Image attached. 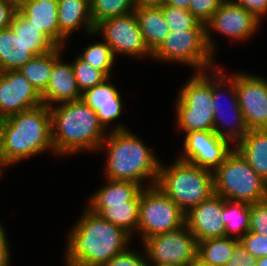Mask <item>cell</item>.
<instances>
[{
    "mask_svg": "<svg viewBox=\"0 0 267 266\" xmlns=\"http://www.w3.org/2000/svg\"><path fill=\"white\" fill-rule=\"evenodd\" d=\"M26 1H29V0H14V6L18 9V7H19L22 3L26 2Z\"/></svg>",
    "mask_w": 267,
    "mask_h": 266,
    "instance_id": "7dc6e473",
    "label": "cell"
},
{
    "mask_svg": "<svg viewBox=\"0 0 267 266\" xmlns=\"http://www.w3.org/2000/svg\"><path fill=\"white\" fill-rule=\"evenodd\" d=\"M194 266H216V265H208V264H195Z\"/></svg>",
    "mask_w": 267,
    "mask_h": 266,
    "instance_id": "681fc988",
    "label": "cell"
},
{
    "mask_svg": "<svg viewBox=\"0 0 267 266\" xmlns=\"http://www.w3.org/2000/svg\"><path fill=\"white\" fill-rule=\"evenodd\" d=\"M223 198L213 194L186 213L185 223L196 241L225 237Z\"/></svg>",
    "mask_w": 267,
    "mask_h": 266,
    "instance_id": "2e32d148",
    "label": "cell"
},
{
    "mask_svg": "<svg viewBox=\"0 0 267 266\" xmlns=\"http://www.w3.org/2000/svg\"><path fill=\"white\" fill-rule=\"evenodd\" d=\"M107 81L109 82V78L82 94V100L96 112L104 128L118 118L122 111L120 94Z\"/></svg>",
    "mask_w": 267,
    "mask_h": 266,
    "instance_id": "ffe728a7",
    "label": "cell"
},
{
    "mask_svg": "<svg viewBox=\"0 0 267 266\" xmlns=\"http://www.w3.org/2000/svg\"><path fill=\"white\" fill-rule=\"evenodd\" d=\"M214 76L216 77V80L214 79L213 81V113H214V122H213V126L214 129L213 131L220 136L221 138H224L228 141H237V143H239L244 136L248 133L249 128L246 125L245 119H244V115L241 112V109L239 107L238 104V95H237V91H236V84H235V74L231 77H229V79H225V76L222 74V69H215L214 71ZM218 79V80H217ZM227 83V84H226ZM222 86H227V90H229V94H231V107H232V112L235 116V119L233 121H235V126L233 125L231 128H228V131H223L222 129L218 128V121L222 120L221 123H223V127L228 126V124L230 123V121H224L227 120L223 114V110L221 108L220 105V97L221 94L220 93V88ZM230 88V89H229ZM219 91V92H218ZM228 112V111H227ZM227 117V116H226ZM220 118V119H219ZM223 118V119H222ZM226 122V123H225ZM232 122V121H231ZM228 123V124H227ZM227 124V125H226ZM231 125V124H229Z\"/></svg>",
    "mask_w": 267,
    "mask_h": 266,
    "instance_id": "e0dca14e",
    "label": "cell"
},
{
    "mask_svg": "<svg viewBox=\"0 0 267 266\" xmlns=\"http://www.w3.org/2000/svg\"><path fill=\"white\" fill-rule=\"evenodd\" d=\"M100 31L104 41L111 47L114 55L131 56L152 55L145 45L135 13L105 19L95 26L94 32Z\"/></svg>",
    "mask_w": 267,
    "mask_h": 266,
    "instance_id": "8fae6325",
    "label": "cell"
},
{
    "mask_svg": "<svg viewBox=\"0 0 267 266\" xmlns=\"http://www.w3.org/2000/svg\"><path fill=\"white\" fill-rule=\"evenodd\" d=\"M79 99H82V93L78 88L72 65L61 63L58 58L54 62L49 84L41 95L42 104L51 107L55 103Z\"/></svg>",
    "mask_w": 267,
    "mask_h": 266,
    "instance_id": "ac0fdd59",
    "label": "cell"
},
{
    "mask_svg": "<svg viewBox=\"0 0 267 266\" xmlns=\"http://www.w3.org/2000/svg\"><path fill=\"white\" fill-rule=\"evenodd\" d=\"M104 145L108 152L107 179L131 181L142 185V180L147 178L151 180L149 185H156L160 161L123 125L113 128L108 139L101 143L100 149Z\"/></svg>",
    "mask_w": 267,
    "mask_h": 266,
    "instance_id": "277c9868",
    "label": "cell"
},
{
    "mask_svg": "<svg viewBox=\"0 0 267 266\" xmlns=\"http://www.w3.org/2000/svg\"><path fill=\"white\" fill-rule=\"evenodd\" d=\"M0 1H2V2H6V3H11V4L14 5V0H0Z\"/></svg>",
    "mask_w": 267,
    "mask_h": 266,
    "instance_id": "c3c4849f",
    "label": "cell"
},
{
    "mask_svg": "<svg viewBox=\"0 0 267 266\" xmlns=\"http://www.w3.org/2000/svg\"><path fill=\"white\" fill-rule=\"evenodd\" d=\"M235 149L267 181V129L249 130Z\"/></svg>",
    "mask_w": 267,
    "mask_h": 266,
    "instance_id": "d4e9b609",
    "label": "cell"
},
{
    "mask_svg": "<svg viewBox=\"0 0 267 266\" xmlns=\"http://www.w3.org/2000/svg\"><path fill=\"white\" fill-rule=\"evenodd\" d=\"M140 201H130L127 205H110V207H88L94 213L112 224L121 227L133 235L138 228ZM135 229V231H134Z\"/></svg>",
    "mask_w": 267,
    "mask_h": 266,
    "instance_id": "f546056e",
    "label": "cell"
},
{
    "mask_svg": "<svg viewBox=\"0 0 267 266\" xmlns=\"http://www.w3.org/2000/svg\"><path fill=\"white\" fill-rule=\"evenodd\" d=\"M232 2L243 7L259 20H261L262 15L267 13V0H233Z\"/></svg>",
    "mask_w": 267,
    "mask_h": 266,
    "instance_id": "ab89813d",
    "label": "cell"
},
{
    "mask_svg": "<svg viewBox=\"0 0 267 266\" xmlns=\"http://www.w3.org/2000/svg\"><path fill=\"white\" fill-rule=\"evenodd\" d=\"M4 228L0 225V266H9V246Z\"/></svg>",
    "mask_w": 267,
    "mask_h": 266,
    "instance_id": "b9f144b4",
    "label": "cell"
},
{
    "mask_svg": "<svg viewBox=\"0 0 267 266\" xmlns=\"http://www.w3.org/2000/svg\"><path fill=\"white\" fill-rule=\"evenodd\" d=\"M71 65L78 88L82 94L88 89L101 84L109 78L103 71L94 68L92 65L82 60L79 56Z\"/></svg>",
    "mask_w": 267,
    "mask_h": 266,
    "instance_id": "836d02e7",
    "label": "cell"
},
{
    "mask_svg": "<svg viewBox=\"0 0 267 266\" xmlns=\"http://www.w3.org/2000/svg\"><path fill=\"white\" fill-rule=\"evenodd\" d=\"M221 0H191L189 11L206 25L219 8Z\"/></svg>",
    "mask_w": 267,
    "mask_h": 266,
    "instance_id": "d590c367",
    "label": "cell"
},
{
    "mask_svg": "<svg viewBox=\"0 0 267 266\" xmlns=\"http://www.w3.org/2000/svg\"><path fill=\"white\" fill-rule=\"evenodd\" d=\"M206 75L205 70L196 73L179 92L177 127L186 133L214 129L213 82Z\"/></svg>",
    "mask_w": 267,
    "mask_h": 266,
    "instance_id": "52a82bcc",
    "label": "cell"
},
{
    "mask_svg": "<svg viewBox=\"0 0 267 266\" xmlns=\"http://www.w3.org/2000/svg\"><path fill=\"white\" fill-rule=\"evenodd\" d=\"M240 240L233 237L211 238L197 242V261L195 264L224 266L232 256Z\"/></svg>",
    "mask_w": 267,
    "mask_h": 266,
    "instance_id": "4316f807",
    "label": "cell"
},
{
    "mask_svg": "<svg viewBox=\"0 0 267 266\" xmlns=\"http://www.w3.org/2000/svg\"><path fill=\"white\" fill-rule=\"evenodd\" d=\"M250 203L243 201L225 200L223 198V222L225 225V236L235 237L241 240L250 231Z\"/></svg>",
    "mask_w": 267,
    "mask_h": 266,
    "instance_id": "83f0119b",
    "label": "cell"
},
{
    "mask_svg": "<svg viewBox=\"0 0 267 266\" xmlns=\"http://www.w3.org/2000/svg\"><path fill=\"white\" fill-rule=\"evenodd\" d=\"M3 127H4V118L0 116V152L2 149Z\"/></svg>",
    "mask_w": 267,
    "mask_h": 266,
    "instance_id": "f6af8a7d",
    "label": "cell"
},
{
    "mask_svg": "<svg viewBox=\"0 0 267 266\" xmlns=\"http://www.w3.org/2000/svg\"><path fill=\"white\" fill-rule=\"evenodd\" d=\"M50 107L54 154L100 149L105 129L82 99Z\"/></svg>",
    "mask_w": 267,
    "mask_h": 266,
    "instance_id": "3957f363",
    "label": "cell"
},
{
    "mask_svg": "<svg viewBox=\"0 0 267 266\" xmlns=\"http://www.w3.org/2000/svg\"><path fill=\"white\" fill-rule=\"evenodd\" d=\"M136 8L140 7H162L165 0H134Z\"/></svg>",
    "mask_w": 267,
    "mask_h": 266,
    "instance_id": "7bdbcfd3",
    "label": "cell"
},
{
    "mask_svg": "<svg viewBox=\"0 0 267 266\" xmlns=\"http://www.w3.org/2000/svg\"><path fill=\"white\" fill-rule=\"evenodd\" d=\"M260 20L243 7L233 2H222L210 21L206 24V41L213 53L214 42L210 38L209 28L233 39L245 40L252 36Z\"/></svg>",
    "mask_w": 267,
    "mask_h": 266,
    "instance_id": "5bb4252c",
    "label": "cell"
},
{
    "mask_svg": "<svg viewBox=\"0 0 267 266\" xmlns=\"http://www.w3.org/2000/svg\"><path fill=\"white\" fill-rule=\"evenodd\" d=\"M17 8L11 4L0 1V30L10 27Z\"/></svg>",
    "mask_w": 267,
    "mask_h": 266,
    "instance_id": "60d3db41",
    "label": "cell"
},
{
    "mask_svg": "<svg viewBox=\"0 0 267 266\" xmlns=\"http://www.w3.org/2000/svg\"><path fill=\"white\" fill-rule=\"evenodd\" d=\"M186 214L156 185L140 193L139 222L142 241L185 224Z\"/></svg>",
    "mask_w": 267,
    "mask_h": 266,
    "instance_id": "ba28073f",
    "label": "cell"
},
{
    "mask_svg": "<svg viewBox=\"0 0 267 266\" xmlns=\"http://www.w3.org/2000/svg\"><path fill=\"white\" fill-rule=\"evenodd\" d=\"M135 8L134 0H90V13L94 26L105 19L133 13Z\"/></svg>",
    "mask_w": 267,
    "mask_h": 266,
    "instance_id": "4dcf8cb0",
    "label": "cell"
},
{
    "mask_svg": "<svg viewBox=\"0 0 267 266\" xmlns=\"http://www.w3.org/2000/svg\"><path fill=\"white\" fill-rule=\"evenodd\" d=\"M222 2H232V0H221Z\"/></svg>",
    "mask_w": 267,
    "mask_h": 266,
    "instance_id": "f907efd6",
    "label": "cell"
},
{
    "mask_svg": "<svg viewBox=\"0 0 267 266\" xmlns=\"http://www.w3.org/2000/svg\"><path fill=\"white\" fill-rule=\"evenodd\" d=\"M58 0H29L17 11L59 47Z\"/></svg>",
    "mask_w": 267,
    "mask_h": 266,
    "instance_id": "d6986e66",
    "label": "cell"
},
{
    "mask_svg": "<svg viewBox=\"0 0 267 266\" xmlns=\"http://www.w3.org/2000/svg\"><path fill=\"white\" fill-rule=\"evenodd\" d=\"M10 27L36 56L46 54L57 47L41 29L32 25L18 11L15 13Z\"/></svg>",
    "mask_w": 267,
    "mask_h": 266,
    "instance_id": "f1b7e54d",
    "label": "cell"
},
{
    "mask_svg": "<svg viewBox=\"0 0 267 266\" xmlns=\"http://www.w3.org/2000/svg\"><path fill=\"white\" fill-rule=\"evenodd\" d=\"M79 57L94 68L103 71L110 78L115 55L105 41L88 46Z\"/></svg>",
    "mask_w": 267,
    "mask_h": 266,
    "instance_id": "d6a6232c",
    "label": "cell"
},
{
    "mask_svg": "<svg viewBox=\"0 0 267 266\" xmlns=\"http://www.w3.org/2000/svg\"><path fill=\"white\" fill-rule=\"evenodd\" d=\"M184 148V155L180 160L210 171H214L233 150L229 147V141L218 136L213 130L186 133Z\"/></svg>",
    "mask_w": 267,
    "mask_h": 266,
    "instance_id": "4fadbf2b",
    "label": "cell"
},
{
    "mask_svg": "<svg viewBox=\"0 0 267 266\" xmlns=\"http://www.w3.org/2000/svg\"><path fill=\"white\" fill-rule=\"evenodd\" d=\"M70 231L66 263L71 266H104L127 248L131 235L86 209Z\"/></svg>",
    "mask_w": 267,
    "mask_h": 266,
    "instance_id": "6da1fadb",
    "label": "cell"
},
{
    "mask_svg": "<svg viewBox=\"0 0 267 266\" xmlns=\"http://www.w3.org/2000/svg\"><path fill=\"white\" fill-rule=\"evenodd\" d=\"M238 104L249 130L267 129V80L235 74Z\"/></svg>",
    "mask_w": 267,
    "mask_h": 266,
    "instance_id": "7c38bea8",
    "label": "cell"
},
{
    "mask_svg": "<svg viewBox=\"0 0 267 266\" xmlns=\"http://www.w3.org/2000/svg\"><path fill=\"white\" fill-rule=\"evenodd\" d=\"M224 266H256V258L239 242Z\"/></svg>",
    "mask_w": 267,
    "mask_h": 266,
    "instance_id": "f35d334b",
    "label": "cell"
},
{
    "mask_svg": "<svg viewBox=\"0 0 267 266\" xmlns=\"http://www.w3.org/2000/svg\"><path fill=\"white\" fill-rule=\"evenodd\" d=\"M61 48L63 47H56L46 54L35 56L18 70L31 83L40 96L49 84L53 65L59 58L60 51H62Z\"/></svg>",
    "mask_w": 267,
    "mask_h": 266,
    "instance_id": "484cf974",
    "label": "cell"
},
{
    "mask_svg": "<svg viewBox=\"0 0 267 266\" xmlns=\"http://www.w3.org/2000/svg\"><path fill=\"white\" fill-rule=\"evenodd\" d=\"M214 194L250 204L267 200V181L233 149L213 171Z\"/></svg>",
    "mask_w": 267,
    "mask_h": 266,
    "instance_id": "8992f818",
    "label": "cell"
},
{
    "mask_svg": "<svg viewBox=\"0 0 267 266\" xmlns=\"http://www.w3.org/2000/svg\"><path fill=\"white\" fill-rule=\"evenodd\" d=\"M240 243L256 259L267 256V237L249 231Z\"/></svg>",
    "mask_w": 267,
    "mask_h": 266,
    "instance_id": "8d00e7d4",
    "label": "cell"
},
{
    "mask_svg": "<svg viewBox=\"0 0 267 266\" xmlns=\"http://www.w3.org/2000/svg\"><path fill=\"white\" fill-rule=\"evenodd\" d=\"M35 56L11 27L0 30V72L19 70Z\"/></svg>",
    "mask_w": 267,
    "mask_h": 266,
    "instance_id": "7402d4cb",
    "label": "cell"
},
{
    "mask_svg": "<svg viewBox=\"0 0 267 266\" xmlns=\"http://www.w3.org/2000/svg\"><path fill=\"white\" fill-rule=\"evenodd\" d=\"M161 9L170 32L183 29H206V25L202 24L190 11L186 9L165 4L161 7Z\"/></svg>",
    "mask_w": 267,
    "mask_h": 266,
    "instance_id": "1f68e13d",
    "label": "cell"
},
{
    "mask_svg": "<svg viewBox=\"0 0 267 266\" xmlns=\"http://www.w3.org/2000/svg\"><path fill=\"white\" fill-rule=\"evenodd\" d=\"M134 13L145 45L153 53L170 33L162 9L161 7H140L135 8Z\"/></svg>",
    "mask_w": 267,
    "mask_h": 266,
    "instance_id": "603a6c76",
    "label": "cell"
},
{
    "mask_svg": "<svg viewBox=\"0 0 267 266\" xmlns=\"http://www.w3.org/2000/svg\"><path fill=\"white\" fill-rule=\"evenodd\" d=\"M250 231L267 237V200L250 205Z\"/></svg>",
    "mask_w": 267,
    "mask_h": 266,
    "instance_id": "e575fe53",
    "label": "cell"
},
{
    "mask_svg": "<svg viewBox=\"0 0 267 266\" xmlns=\"http://www.w3.org/2000/svg\"><path fill=\"white\" fill-rule=\"evenodd\" d=\"M42 105L41 96L18 71L0 72V116L10 115Z\"/></svg>",
    "mask_w": 267,
    "mask_h": 266,
    "instance_id": "9a60e30c",
    "label": "cell"
},
{
    "mask_svg": "<svg viewBox=\"0 0 267 266\" xmlns=\"http://www.w3.org/2000/svg\"><path fill=\"white\" fill-rule=\"evenodd\" d=\"M256 266H267V256L256 259Z\"/></svg>",
    "mask_w": 267,
    "mask_h": 266,
    "instance_id": "bcb514c9",
    "label": "cell"
},
{
    "mask_svg": "<svg viewBox=\"0 0 267 266\" xmlns=\"http://www.w3.org/2000/svg\"><path fill=\"white\" fill-rule=\"evenodd\" d=\"M143 243L148 262L153 261L155 266H194L197 261V241L186 223Z\"/></svg>",
    "mask_w": 267,
    "mask_h": 266,
    "instance_id": "30bf717a",
    "label": "cell"
},
{
    "mask_svg": "<svg viewBox=\"0 0 267 266\" xmlns=\"http://www.w3.org/2000/svg\"><path fill=\"white\" fill-rule=\"evenodd\" d=\"M156 186L186 214L214 194L213 172L179 159L160 164Z\"/></svg>",
    "mask_w": 267,
    "mask_h": 266,
    "instance_id": "5b68a950",
    "label": "cell"
},
{
    "mask_svg": "<svg viewBox=\"0 0 267 266\" xmlns=\"http://www.w3.org/2000/svg\"><path fill=\"white\" fill-rule=\"evenodd\" d=\"M191 0H165V5H171L177 8H183L189 11Z\"/></svg>",
    "mask_w": 267,
    "mask_h": 266,
    "instance_id": "ee69618b",
    "label": "cell"
},
{
    "mask_svg": "<svg viewBox=\"0 0 267 266\" xmlns=\"http://www.w3.org/2000/svg\"><path fill=\"white\" fill-rule=\"evenodd\" d=\"M148 258L139 255L136 252L130 251L128 248L123 252L114 256L104 266H148Z\"/></svg>",
    "mask_w": 267,
    "mask_h": 266,
    "instance_id": "74e56055",
    "label": "cell"
},
{
    "mask_svg": "<svg viewBox=\"0 0 267 266\" xmlns=\"http://www.w3.org/2000/svg\"><path fill=\"white\" fill-rule=\"evenodd\" d=\"M107 180L108 184L94 194L89 207H110V205H127L130 201H140V193L144 186L131 181Z\"/></svg>",
    "mask_w": 267,
    "mask_h": 266,
    "instance_id": "cb8c5ba5",
    "label": "cell"
},
{
    "mask_svg": "<svg viewBox=\"0 0 267 266\" xmlns=\"http://www.w3.org/2000/svg\"><path fill=\"white\" fill-rule=\"evenodd\" d=\"M212 55L206 41V29H183L170 32L151 57L163 61H179L203 72L210 66L213 68Z\"/></svg>",
    "mask_w": 267,
    "mask_h": 266,
    "instance_id": "9c48e42d",
    "label": "cell"
},
{
    "mask_svg": "<svg viewBox=\"0 0 267 266\" xmlns=\"http://www.w3.org/2000/svg\"><path fill=\"white\" fill-rule=\"evenodd\" d=\"M59 47H64L65 39L86 25L87 31L94 34L95 26L91 19L90 0H58Z\"/></svg>",
    "mask_w": 267,
    "mask_h": 266,
    "instance_id": "44dd1931",
    "label": "cell"
},
{
    "mask_svg": "<svg viewBox=\"0 0 267 266\" xmlns=\"http://www.w3.org/2000/svg\"><path fill=\"white\" fill-rule=\"evenodd\" d=\"M54 152L50 107H37L4 118L0 166L42 153Z\"/></svg>",
    "mask_w": 267,
    "mask_h": 266,
    "instance_id": "7a4b0ae2",
    "label": "cell"
}]
</instances>
